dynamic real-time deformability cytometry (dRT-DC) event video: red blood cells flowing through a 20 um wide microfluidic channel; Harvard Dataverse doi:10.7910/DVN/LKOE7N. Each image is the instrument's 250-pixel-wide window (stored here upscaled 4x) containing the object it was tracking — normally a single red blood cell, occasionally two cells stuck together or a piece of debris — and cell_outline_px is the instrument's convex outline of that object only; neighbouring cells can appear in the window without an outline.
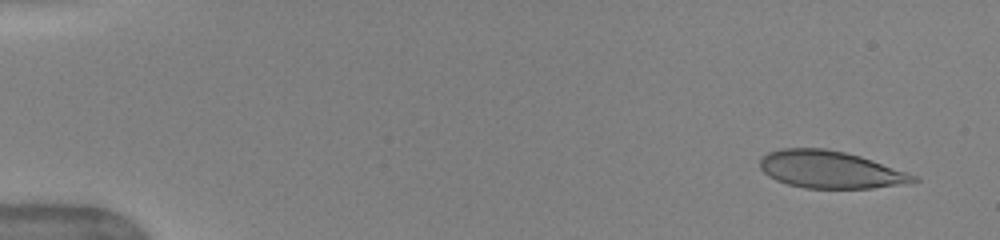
{"species": "human", "species_latin": "Homo sapiens", "temperature_condition": "warm", "stored_images_in_passage": 50, "camera_frame_rate_fps": 3000, "um_per_image_px": 0.085, "donor": {"sex": "female"}, "frame": {"image": 1, "passage_image": 3, "time_ms": 0.667, "image_size_px": [1000, 240], "cell_outline_px": [[920, 180], [904, 184], [872, 188], [804, 188], [788, 184], [776, 180], [768, 176], [760, 168], [760, 156], [768, 152], [780, 148], [824, 148], [844, 152], [860, 156], [920, 176]], "centroid_in_image_um": [70.57, 14.41], "position_along_channel_um": 14.4, "area_um2": 33.52}}
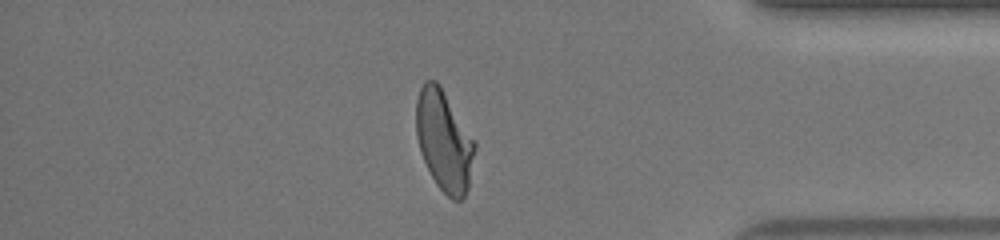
{"frame": {"image": 2, "passage_image": 43, "time_ms": 14.0, "image_size_px": [1000, 240], "cell_outline_px": [[476, 148], [468, 188], [464, 196], [460, 200], [452, 200], [436, 184], [420, 152], [416, 136], [416, 100], [420, 88], [424, 80], [436, 80], [440, 84], [476, 144]], "centroid_in_image_um": [37.73, 11.95], "position_along_channel_um": 397.5, "area_um2": 34.22}}
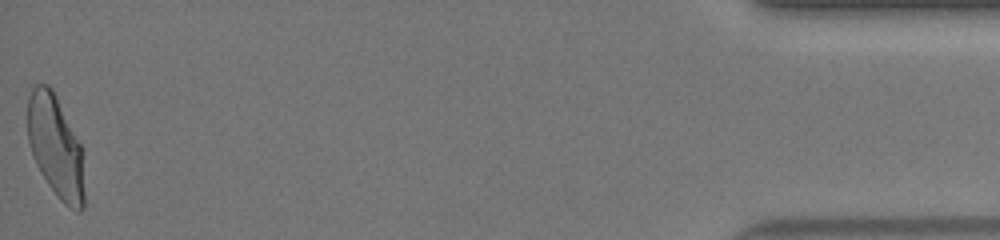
{"frame": {"image": 3, "passage_image": 50, "time_ms": 16.333, "image_size_px": [1000, 240], "cell_outline_px": [[84, 208], [80, 212], [76, 212], [64, 204], [56, 196], [48, 184], [36, 164], [28, 140], [28, 96], [32, 88], [36, 84], [48, 84], [52, 88], [80, 144], [84, 192]], "centroid_in_image_um": [4.72, 12.48], "position_along_channel_um": 430.5, "area_um2": 33.41}, "authors_computed_cell_mechanics": {"area_um2": 34.4199, "velocity_mm_per_s": 4.0468, "shape_relaxation_time_tau1_ms": 5.6575, "shape_relaxation_time_tau2_ms": null, "deformation_change_tau1": 0.2059, "deformation_change_tau2": null}}